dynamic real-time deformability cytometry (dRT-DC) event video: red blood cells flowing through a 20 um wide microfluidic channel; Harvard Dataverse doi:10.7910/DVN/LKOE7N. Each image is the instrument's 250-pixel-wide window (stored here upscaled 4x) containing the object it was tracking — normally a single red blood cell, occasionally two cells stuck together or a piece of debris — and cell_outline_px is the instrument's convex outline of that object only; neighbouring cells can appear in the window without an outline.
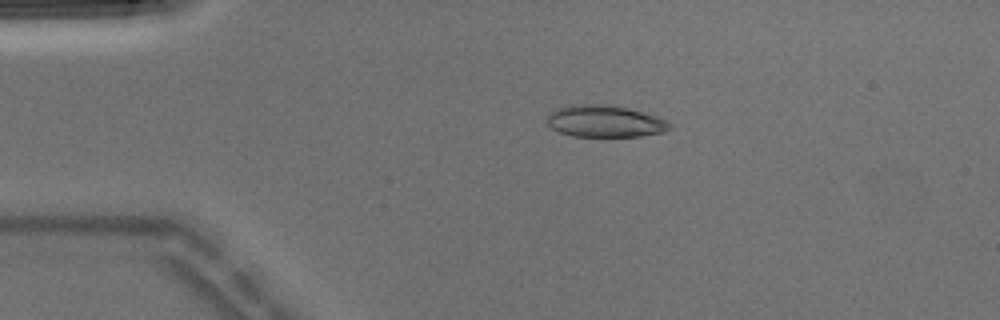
{"species": "Egyptian fruit bat (a non-hibernating species)", "species_latin": "Rousettus aegyptiacus", "temperature_condition": "warm", "stored_images_in_passage": 3, "camera_frame_rate_fps": 3000, "um_per_image_px": 0.085, "animal": {"sex": "male"}, "frame": {"image": 1, "passage_image": 2, "time_ms": 0.333, "image_size_px": [1000, 320], "cell_outline_px": [[672, 128], [664, 132], [640, 136], [572, 136], [560, 132], [552, 128], [548, 124], [548, 116], [556, 108], [576, 104], [612, 104], [628, 108], [656, 116], [672, 124]], "centroid_in_image_um": [51.44, 10.3], "position_along_channel_um": 33.6, "area_um2": 22.72}}